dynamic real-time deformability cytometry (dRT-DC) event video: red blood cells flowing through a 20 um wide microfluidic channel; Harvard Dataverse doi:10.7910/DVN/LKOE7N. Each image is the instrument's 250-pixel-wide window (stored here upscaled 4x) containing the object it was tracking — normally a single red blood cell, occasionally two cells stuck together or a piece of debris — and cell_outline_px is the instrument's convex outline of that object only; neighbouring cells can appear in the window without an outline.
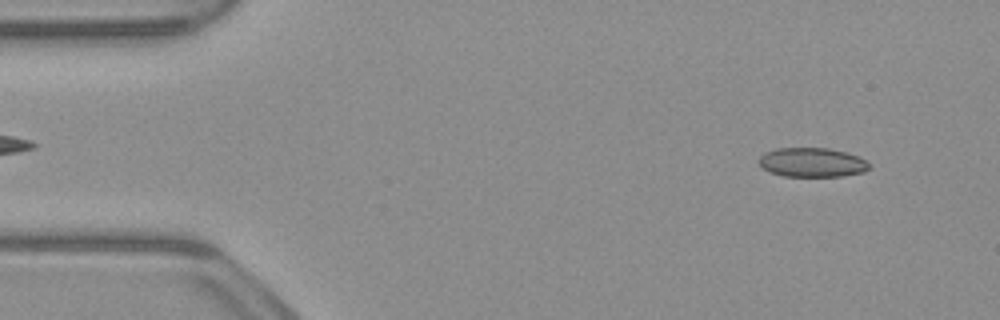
{"species": "common noctule bat (a hibernating species)", "species_latin": "Nyctalus noctula", "temperature_condition": "warm", "stored_images_in_passage": 51, "camera_frame_rate_fps": 3000, "um_per_image_px": 0.085, "animal": {"sex": "male", "body_mass_g": 23.1, "forearm_length_mm": 52.7}, "frame": {"image": 1, "passage_image": 4, "time_ms": 1.0, "image_size_px": [1000, 320], "cell_outline_px": [[868, 168], [864, 172], [840, 176], [784, 176], [772, 172], [764, 168], [756, 160], [764, 152], [776, 148], [828, 148], [848, 152], [864, 160], [868, 164]], "centroid_in_image_um": [68.99, 13.79], "position_along_channel_um": 16.0, "area_um2": 18.67}}
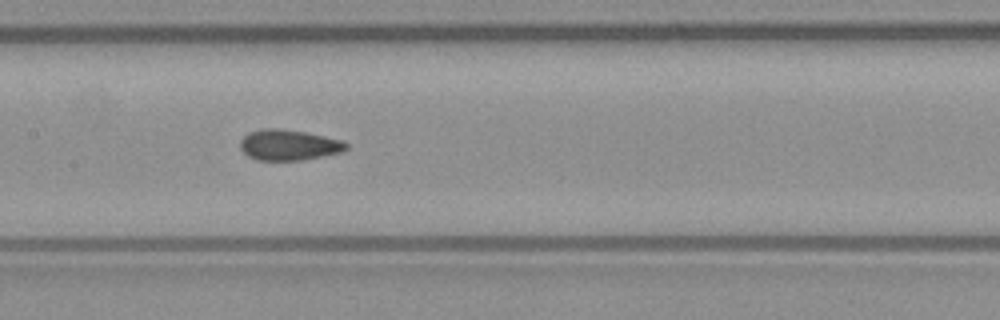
{"frame": {"image": 2, "passage_image": 24, "time_ms": 7.667, "image_size_px": [1000, 320], "cell_outline_px": [[348, 148], [340, 152], [300, 160], [256, 160], [248, 156], [240, 148], [240, 140], [248, 132], [260, 128], [280, 128], [304, 132], [344, 140], [348, 144]], "centroid_in_image_um": [24.51, 12.31], "position_along_channel_um": 182.9, "area_um2": 18.96}}
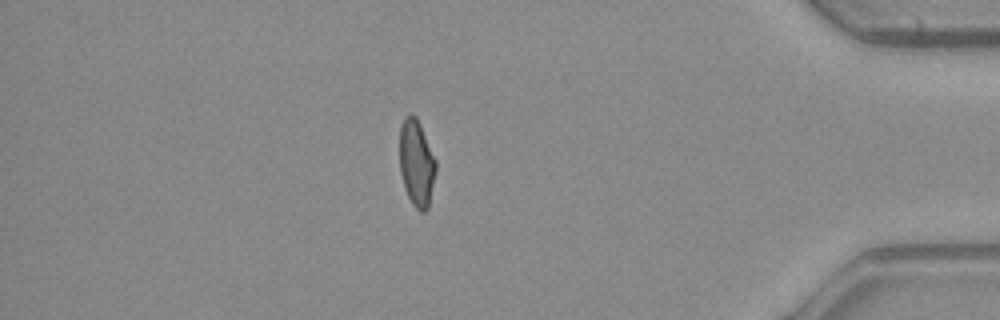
{"frame": {"image": 3, "passage_image": 44, "time_ms": 14.333, "image_size_px": [1000, 320], "cell_outline_px": [[436, 172], [428, 208], [424, 212], [420, 212], [412, 204], [404, 188], [400, 172], [400, 124], [404, 116], [408, 112], [416, 116], [420, 124], [436, 160]], "centroid_in_image_um": [35.4, 13.84], "position_along_channel_um": 399.8, "area_um2": 18.5}, "authors_computed_cell_mechanics": {"area_um2": 19.074, "velocity_mm_per_s": 3.932, "shape_relaxation_time_tau1_ms": null, "shape_relaxation_time_tau2_ms": 1.283, "deformation_change_tau1": null, "deformation_change_tau2": 0.0594}}